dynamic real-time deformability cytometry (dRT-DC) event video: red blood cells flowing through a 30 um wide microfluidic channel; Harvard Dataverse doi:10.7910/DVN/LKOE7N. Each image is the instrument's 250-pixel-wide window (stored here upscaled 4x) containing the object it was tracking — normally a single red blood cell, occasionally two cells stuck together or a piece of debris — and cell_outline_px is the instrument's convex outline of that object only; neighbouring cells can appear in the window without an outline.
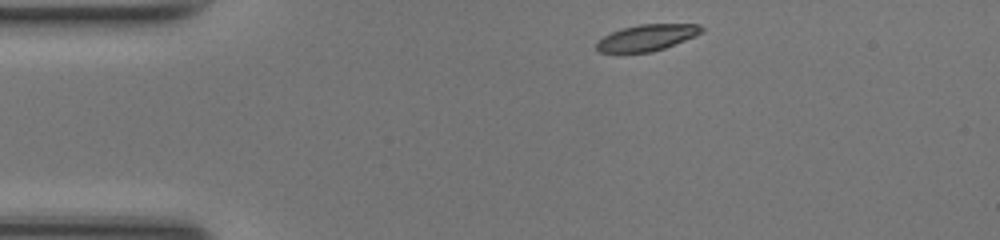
{"species": "common noctule bat (a hibernating species)", "species_latin": "Nyctalus noctula", "temperature_condition": "room temperature", "stored_images_in_passage": 41, "camera_frame_rate_fps": 3000, "um_per_image_px": 0.085, "animal": {"sex": "female", "body_mass_g": 17.0, "forearm_length_mm": 48.0}, "frame": {"image": 1, "passage_image": 1, "time_ms": 0.0, "image_size_px": [1000, 240], "cell_outline_px": [[704, 32], [696, 36], [664, 48], [652, 52], [600, 52], [596, 48], [596, 44], [604, 36], [612, 32], [624, 28], [640, 24], [696, 24], [704, 28]], "centroid_in_image_um": [55.03, 3.19], "position_along_channel_um": 30.0, "area_um2": 15.9}}
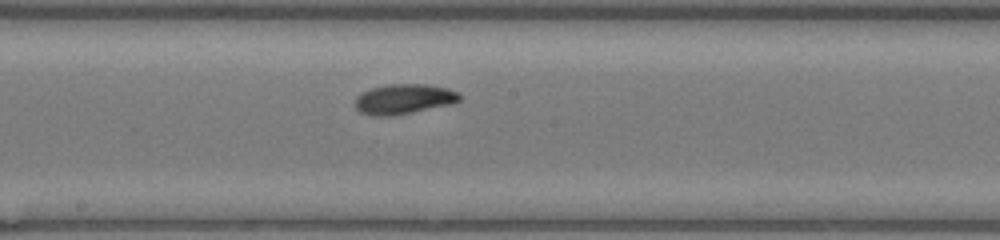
{"frame": {"image": 2, "passage_image": 18, "time_ms": 5.667, "image_size_px": [1000, 240], "cell_outline_px": [[460, 100], [456, 104], [392, 116], [372, 116], [360, 112], [356, 108], [356, 96], [372, 88], [388, 84], [424, 84], [448, 88], [456, 92], [460, 96]], "centroid_in_image_um": [34.36, 8.43], "position_along_channel_um": 213.8, "area_um2": 18.38}}
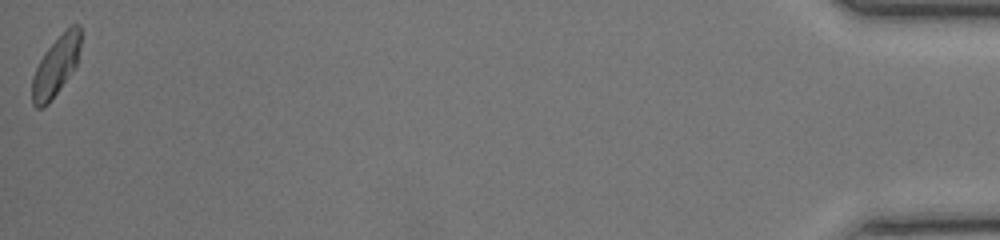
{"frame": {"image": 3, "passage_image": 41, "time_ms": 13.333, "image_size_px": [1000, 240], "cell_outline_px": [[80, 44], [76, 68], [48, 104], [40, 108], [36, 108], [32, 104], [32, 76], [44, 52], [72, 24], [80, 24]], "centroid_in_image_um": [4.75, 5.66], "position_along_channel_um": 430.5, "area_um2": 16.7}, "authors_computed_cell_mechanics": {"area_um2": 17.1666, "velocity_mm_per_s": 4.206, "shape_relaxation_time_tau1_ms": 2.4336, "shape_relaxation_time_tau2_ms": 2.0708, "deformation_change_tau1": 0.1352, "deformation_change_tau2": 0.0548}}